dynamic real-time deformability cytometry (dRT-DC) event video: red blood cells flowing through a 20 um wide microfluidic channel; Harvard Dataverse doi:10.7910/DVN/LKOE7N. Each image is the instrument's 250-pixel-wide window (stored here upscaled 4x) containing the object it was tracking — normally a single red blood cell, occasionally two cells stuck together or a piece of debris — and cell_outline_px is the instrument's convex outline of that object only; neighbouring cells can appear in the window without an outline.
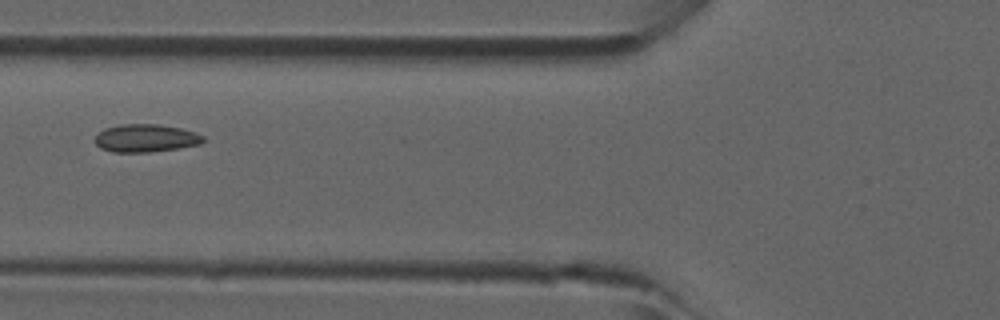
{"species": "common noctule bat (a hibernating species)", "species_latin": "Nyctalus noctula", "temperature_condition": "room temperature", "stored_images_in_passage": 2, "camera_frame_rate_fps": 3000, "um_per_image_px": 0.085, "animal": {"sex": "male", "forearm_length_mm": 52.5}, "frame": {"image": 1, "passage_image": 2, "time_ms": 0.333, "image_size_px": [1000, 320], "cell_outline_px": [[204, 140], [200, 144], [176, 148], [148, 152], [112, 152], [100, 148], [96, 144], [96, 136], [104, 128], [120, 124], [156, 124], [180, 128], [196, 132], [204, 136]], "centroid_in_image_um": [12.38, 11.74], "position_along_channel_um": 113.4, "area_um2": 17.46}}